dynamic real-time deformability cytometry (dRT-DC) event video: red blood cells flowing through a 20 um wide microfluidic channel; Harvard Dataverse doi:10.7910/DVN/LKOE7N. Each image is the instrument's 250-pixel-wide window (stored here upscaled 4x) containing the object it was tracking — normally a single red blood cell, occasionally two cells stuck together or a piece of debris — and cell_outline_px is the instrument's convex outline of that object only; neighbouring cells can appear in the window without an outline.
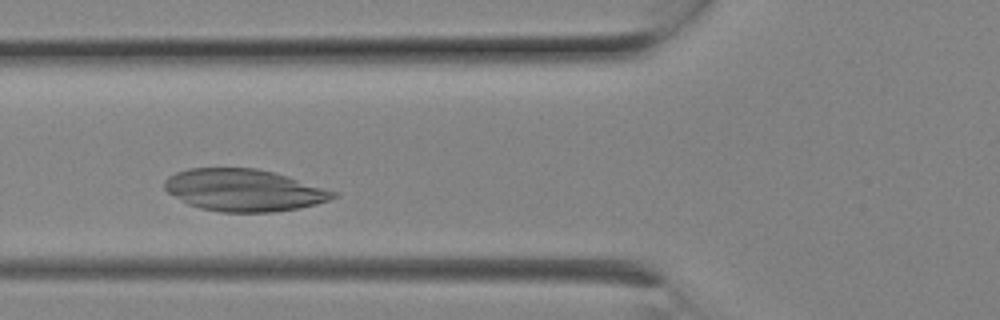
{"species": "Egyptian fruit bat (a non-hibernating species)", "species_latin": "Rousettus aegyptiacus", "temperature_condition": "room temperature", "stored_images_in_passage": 5, "camera_frame_rate_fps": 3000, "um_per_image_px": 0.085, "animal": {"sex": "female"}, "frame": {"image": 1, "passage_image": 4, "time_ms": 1.0, "image_size_px": [1000, 320], "cell_outline_px": [[340, 196], [316, 204], [300, 208], [272, 212], [220, 212], [200, 208], [188, 204], [168, 192], [164, 188], [164, 180], [168, 176], [176, 172], [188, 168], [256, 168], [276, 172], [336, 192]], "centroid_in_image_um": [20.72, 16.16], "position_along_channel_um": 105.1, "area_um2": 41.38}}
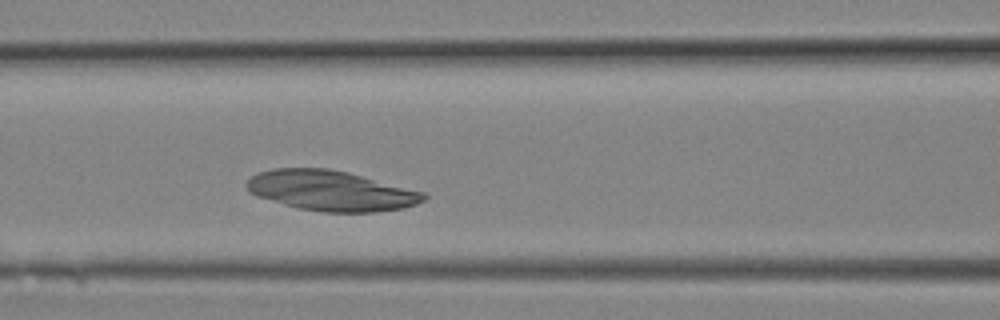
{"frame": {"image": 2, "passage_image": 5, "time_ms": 1.333, "image_size_px": [1000, 320], "cell_outline_px": [[428, 196], [424, 200], [416, 204], [404, 208], [372, 212], [324, 212], [300, 208], [284, 204], [256, 196], [248, 192], [244, 184], [256, 172], [272, 168], [328, 168], [348, 172], [424, 192]], "centroid_in_image_um": [28.1, 16.2], "position_along_channel_um": 138.5, "area_um2": 41.5}}